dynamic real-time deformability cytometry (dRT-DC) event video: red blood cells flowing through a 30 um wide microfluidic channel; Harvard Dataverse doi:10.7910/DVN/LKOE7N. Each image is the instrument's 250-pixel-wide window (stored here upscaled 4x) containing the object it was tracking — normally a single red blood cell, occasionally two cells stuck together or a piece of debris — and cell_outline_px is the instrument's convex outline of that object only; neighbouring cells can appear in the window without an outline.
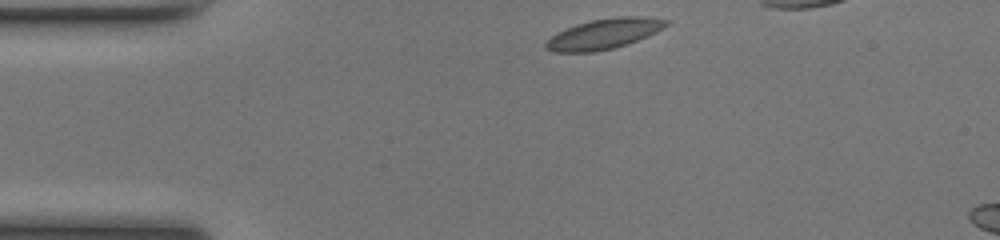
{"species": "common noctule bat (a hibernating species)", "species_latin": "Nyctalus noctula", "temperature_condition": "room temperature", "stored_images_in_passage": 5, "camera_frame_rate_fps": 3000, "um_per_image_px": 0.085, "animal": {"sex": "female", "body_mass_g": 17.0, "forearm_length_mm": 48.0}, "frame": {"image": 1, "passage_image": 1, "time_ms": 0.0, "image_size_px": [1000, 240], "cell_outline_px": [[672, 20], [664, 28], [656, 32], [636, 40], [612, 48], [592, 52], [552, 52], [544, 48], [544, 44], [552, 36], [576, 24], [592, 20], [620, 16], [648, 16]], "centroid_in_image_um": [51.37, 2.86], "position_along_channel_um": 33.6, "area_um2": 21.04}}